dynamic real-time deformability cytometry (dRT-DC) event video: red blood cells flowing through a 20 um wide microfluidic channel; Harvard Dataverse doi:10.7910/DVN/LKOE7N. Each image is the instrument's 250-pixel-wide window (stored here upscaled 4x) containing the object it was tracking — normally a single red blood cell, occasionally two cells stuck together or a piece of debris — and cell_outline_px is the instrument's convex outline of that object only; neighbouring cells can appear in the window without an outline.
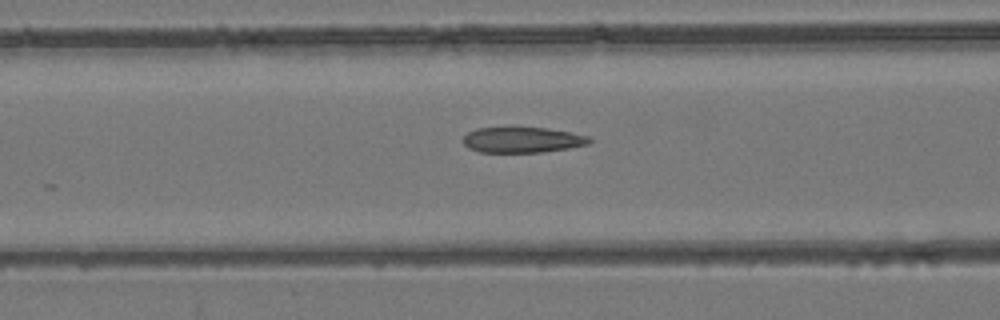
{"species": "common noctule bat (a hibernating species)", "species_latin": "Nyctalus noctula", "temperature_condition": "room temperature", "stored_images_in_passage": 54, "camera_frame_rate_fps": 3000, "um_per_image_px": 0.085, "animal": {"sex": "female", "body_mass_g": 24.6, "forearm_length_mm": 56.2}, "frame": {"image": 1, "passage_image": 22, "time_ms": 7.0, "image_size_px": [1000, 320], "cell_outline_px": [[592, 140], [588, 144], [568, 148], [544, 152], [480, 152], [468, 148], [464, 144], [464, 136], [468, 132], [476, 128], [548, 128], [588, 136]], "centroid_in_image_um": [44.39, 11.89], "position_along_channel_um": 122.2, "area_um2": 18.61}}
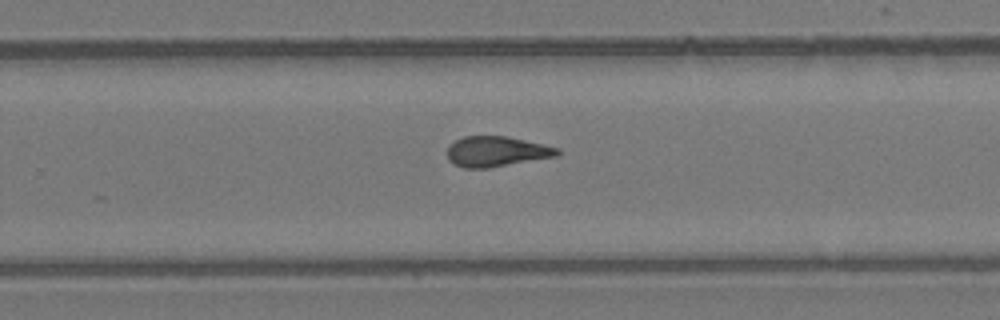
{"frame": {"image": 2, "passage_image": 35, "time_ms": 11.333, "image_size_px": [1000, 320], "cell_outline_px": [[560, 152], [556, 156], [488, 168], [464, 168], [452, 164], [448, 160], [448, 148], [456, 140], [464, 136], [508, 136], [560, 148]], "centroid_in_image_um": [42.19, 12.88], "position_along_channel_um": 287.6, "area_um2": 19.36}}
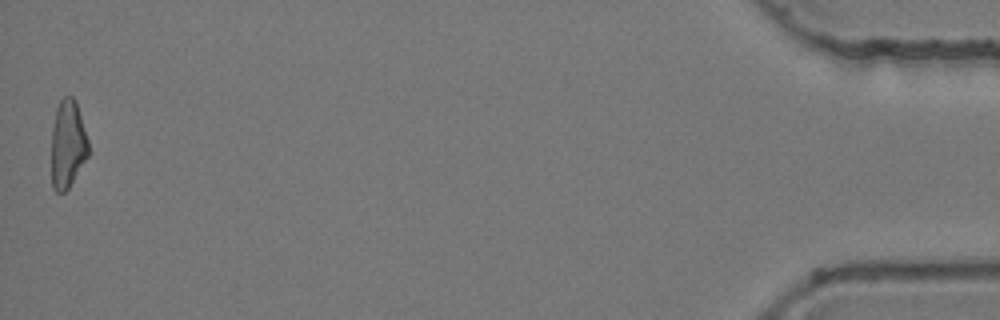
{"frame": {"image": 3, "passage_image": 54, "time_ms": 17.667, "image_size_px": [1000, 320], "cell_outline_px": [[88, 156], [68, 188], [64, 192], [56, 192], [52, 188], [52, 128], [56, 108], [60, 100], [64, 96], [72, 96], [76, 100], [88, 140]], "centroid_in_image_um": [5.75, 12.23], "position_along_channel_um": 429.5, "area_um2": 18.9}, "authors_computed_cell_mechanics": {"area_um2": 19.8832, "velocity_mm_per_s": 3.8295, "shape_relaxation_time_tau1_ms": null, "shape_relaxation_time_tau2_ms": 1.7451, "deformation_change_tau1": null, "deformation_change_tau2": 0.1044}}